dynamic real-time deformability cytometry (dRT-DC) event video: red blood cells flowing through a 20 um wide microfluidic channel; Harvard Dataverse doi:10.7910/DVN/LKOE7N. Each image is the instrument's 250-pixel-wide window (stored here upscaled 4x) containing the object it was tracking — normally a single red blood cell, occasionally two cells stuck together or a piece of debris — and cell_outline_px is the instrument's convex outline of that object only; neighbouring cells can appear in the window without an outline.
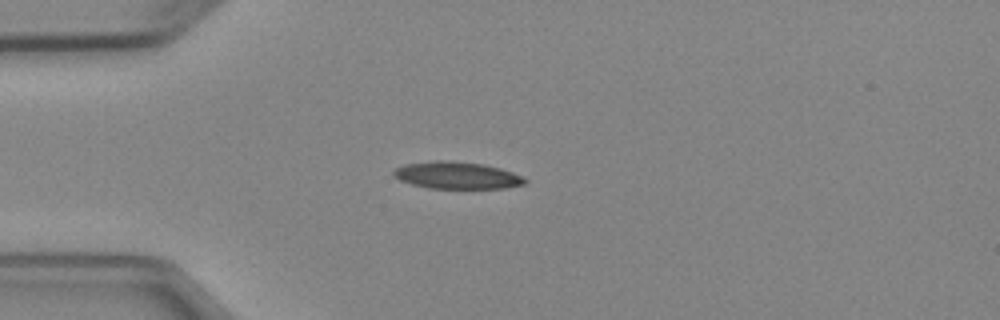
{"species": "Egyptian fruit bat (a non-hibernating species)", "species_latin": "Rousettus aegyptiacus", "temperature_condition": "cold", "stored_images_in_passage": 1, "camera_frame_rate_fps": 3000, "um_per_image_px": 0.085, "animal": {"sex": "female"}, "frame": {"image": 1, "passage_image": 1, "time_ms": 0.0, "image_size_px": [1000, 320], "cell_outline_px": [[528, 180], [524, 184], [504, 188], [428, 188], [412, 184], [400, 180], [392, 176], [392, 172], [396, 168], [404, 164], [436, 160], [452, 160], [484, 164], [500, 168], [524, 176]], "centroid_in_image_um": [38.83, 14.89], "position_along_channel_um": 46.2, "area_um2": 20.87}}